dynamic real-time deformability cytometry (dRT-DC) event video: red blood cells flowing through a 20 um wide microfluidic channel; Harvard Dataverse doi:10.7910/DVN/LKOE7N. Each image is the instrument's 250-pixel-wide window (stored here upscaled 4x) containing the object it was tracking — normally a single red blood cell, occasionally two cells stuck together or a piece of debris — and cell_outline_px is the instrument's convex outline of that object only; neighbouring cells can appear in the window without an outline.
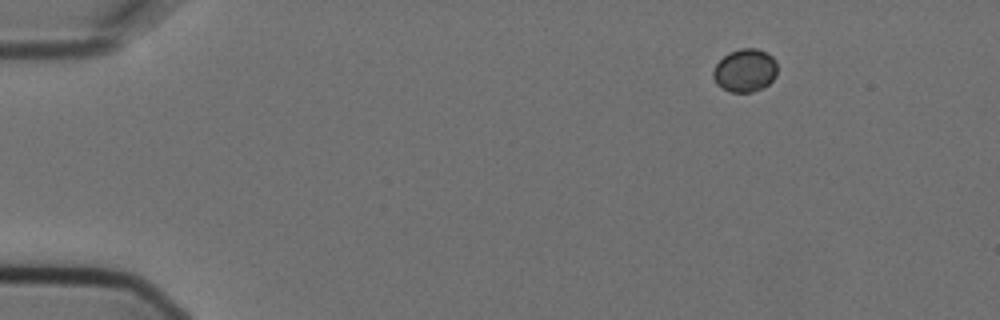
{"species": "Egyptian fruit bat (a non-hibernating species)", "species_latin": "Rousettus aegyptiacus", "temperature_condition": "cold", "stored_images_in_passage": 8, "camera_frame_rate_fps": 3000, "um_per_image_px": 0.085, "animal": {"sex": "female"}, "frame": {"image": 1, "passage_image": 1, "time_ms": 0.0, "image_size_px": [1000, 320], "cell_outline_px": [[776, 76], [764, 88], [752, 92], [728, 92], [716, 84], [712, 76], [712, 72], [716, 64], [728, 52], [740, 48], [756, 48], [768, 52], [776, 60]], "centroid_in_image_um": [63.32, 5.98], "position_along_channel_um": 21.7, "area_um2": 16.36}}
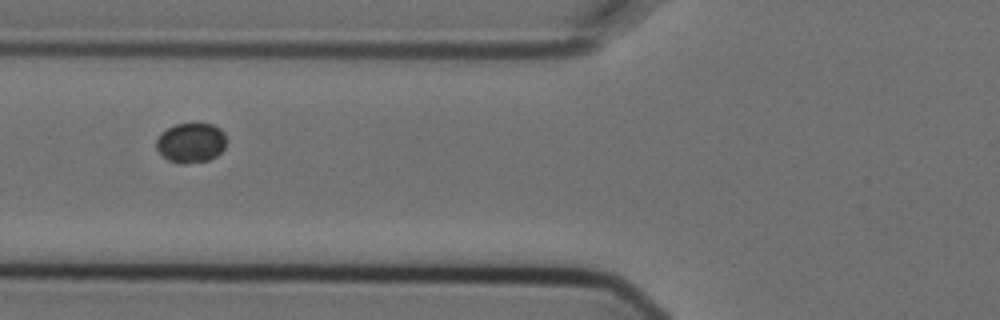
{"frame": {"image": 2, "passage_image": 5, "time_ms": 1.333, "image_size_px": [1000, 320], "cell_outline_px": [[228, 140], [224, 148], [216, 156], [208, 160], [184, 164], [180, 164], [168, 160], [156, 148], [156, 140], [160, 132], [176, 124], [212, 124], [220, 128], [224, 132]], "centroid_in_image_um": [16.24, 12.13], "position_along_channel_um": 109.6, "area_um2": 16.36}}
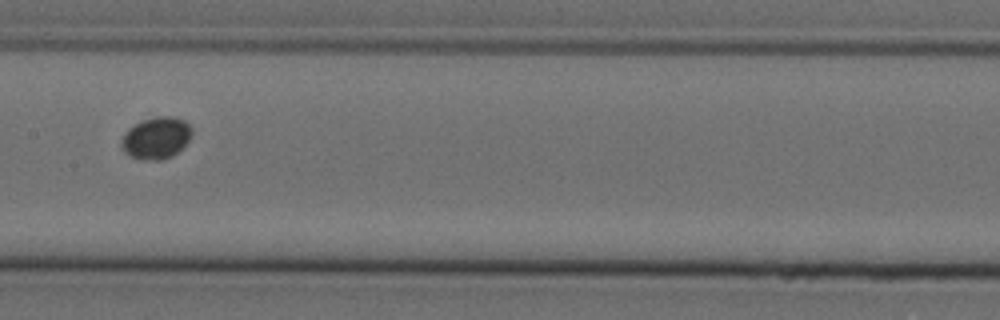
{"frame": {"image": 3, "passage_image": 7, "time_ms": 2.0, "image_size_px": [1000, 320], "cell_outline_px": [[192, 132], [188, 140], [172, 156], [160, 160], [140, 160], [124, 152], [120, 148], [120, 140], [124, 132], [128, 128], [144, 120], [160, 116], [176, 116], [184, 120], [192, 128]], "centroid_in_image_um": [13.24, 11.73], "position_along_channel_um": 194.2, "area_um2": 17.17}}